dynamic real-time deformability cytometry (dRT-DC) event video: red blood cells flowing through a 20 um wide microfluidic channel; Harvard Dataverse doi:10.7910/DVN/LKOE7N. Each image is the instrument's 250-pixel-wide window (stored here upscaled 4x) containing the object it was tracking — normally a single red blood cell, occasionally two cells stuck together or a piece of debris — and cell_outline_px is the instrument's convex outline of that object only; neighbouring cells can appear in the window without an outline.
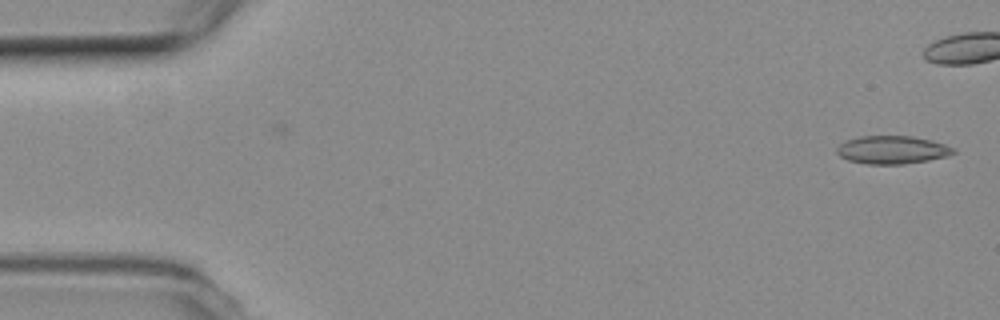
{"species": "common noctule bat (a hibernating species)", "species_latin": "Nyctalus noctula", "temperature_condition": "room temperature", "stored_images_in_passage": 42, "camera_frame_rate_fps": 3000, "um_per_image_px": 0.085, "animal": {"sex": "female", "body_mass_g": 19.3, "forearm_length_mm": 54.1}, "frame": {"image": 1, "passage_image": 1, "time_ms": 0.0, "image_size_px": [1000, 320], "cell_outline_px": [[956, 152], [948, 156], [928, 160], [904, 164], [868, 164], [848, 160], [840, 156], [836, 152], [836, 148], [844, 140], [860, 136], [912, 136], [932, 140], [956, 148]], "centroid_in_image_um": [75.84, 12.73], "position_along_channel_um": 9.2, "area_um2": 19.19}}
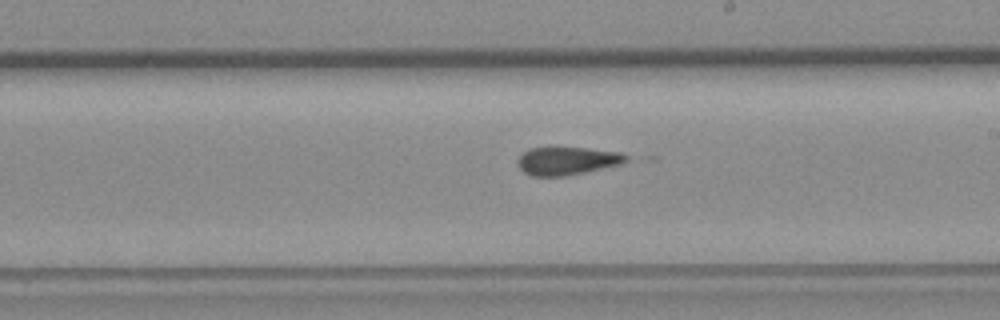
{"frame": {"image": 2, "passage_image": 30, "time_ms": 9.667, "image_size_px": [1000, 320], "cell_outline_px": [[628, 160], [620, 164], [584, 172], [564, 176], [532, 176], [524, 172], [520, 168], [516, 160], [528, 148], [584, 148], [620, 152], [628, 156]], "centroid_in_image_um": [48.18, 13.67], "position_along_channel_um": 240.8, "area_um2": 17.46}}
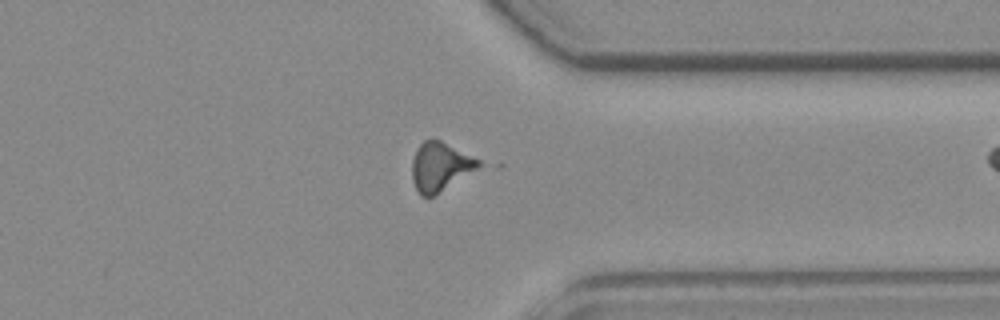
{"frame": {"image": 3, "passage_image": 41, "time_ms": 13.333, "image_size_px": [1000, 320], "cell_outline_px": [[484, 164], [432, 196], [420, 196], [412, 180], [412, 160], [416, 148], [424, 140], [440, 140], [480, 160]], "centroid_in_image_um": [37.38, 14.15], "position_along_channel_um": 374.0, "area_um2": 18.5}}